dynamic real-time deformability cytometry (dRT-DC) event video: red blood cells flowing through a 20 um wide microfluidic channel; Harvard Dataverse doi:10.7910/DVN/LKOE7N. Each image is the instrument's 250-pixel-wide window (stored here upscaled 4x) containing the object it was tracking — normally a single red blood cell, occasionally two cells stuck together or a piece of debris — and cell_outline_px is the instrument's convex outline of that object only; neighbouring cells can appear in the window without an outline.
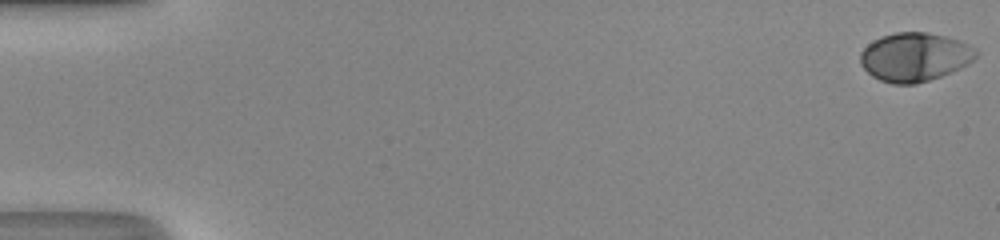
{"species": "human", "species_latin": "Homo sapiens", "temperature_condition": "room temperature", "stored_images_in_passage": 50, "camera_frame_rate_fps": 3000, "um_per_image_px": 0.085, "donor": {"sex": "male"}, "frame": {"image": 1, "passage_image": 1, "time_ms": 0.0, "image_size_px": [1000, 240], "cell_outline_px": [[980, 52], [968, 64], [952, 72], [916, 84], [892, 84], [880, 80], [872, 76], [860, 64], [860, 52], [872, 40], [880, 36], [896, 32], [928, 32], [960, 40], [976, 48]], "centroid_in_image_um": [77.75, 4.84], "position_along_channel_um": 7.3, "area_um2": 33.06}}
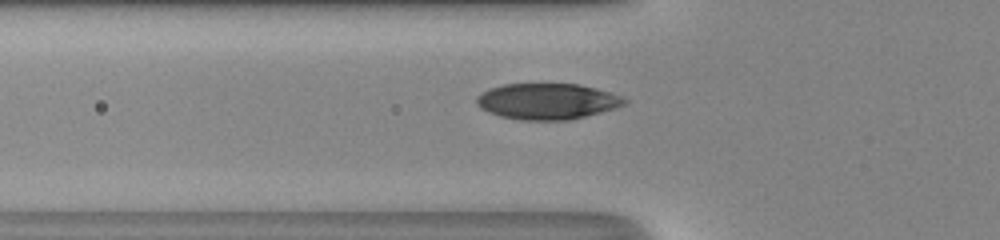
{"frame": {"image": 2, "passage_image": 19, "time_ms": 6.0, "image_size_px": [1000, 240], "cell_outline_px": [[628, 104], [616, 108], [568, 120], [520, 120], [500, 116], [488, 112], [480, 108], [476, 104], [476, 96], [492, 88], [504, 84], [580, 84], [596, 88], [624, 96], [628, 100]], "centroid_in_image_um": [46.55, 8.61], "position_along_channel_um": 79.2, "area_um2": 31.1}}
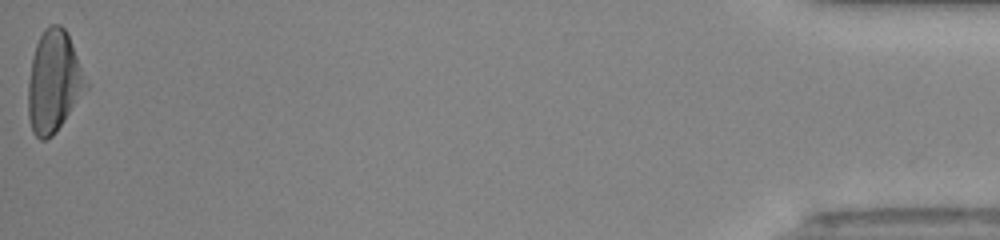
{"frame": {"image": 3, "passage_image": 50, "time_ms": 16.333, "image_size_px": [1000, 240], "cell_outline_px": [[88, 88], [56, 132], [52, 136], [44, 140], [40, 140], [32, 132], [28, 116], [28, 80], [32, 60], [36, 44], [44, 28], [52, 24], [60, 24], [64, 28], [72, 44], [88, 84]], "centroid_in_image_um": [4.56, 6.97], "position_along_channel_um": 430.6, "area_um2": 34.04}, "authors_computed_cell_mechanics": {"area_um2": 31.7611, "velocity_mm_per_s": 4.3354, "shape_relaxation_time_tau1_ms": 2.87, "shape_relaxation_time_tau2_ms": null, "deformation_change_tau1": 0.1841, "deformation_change_tau2": null}}